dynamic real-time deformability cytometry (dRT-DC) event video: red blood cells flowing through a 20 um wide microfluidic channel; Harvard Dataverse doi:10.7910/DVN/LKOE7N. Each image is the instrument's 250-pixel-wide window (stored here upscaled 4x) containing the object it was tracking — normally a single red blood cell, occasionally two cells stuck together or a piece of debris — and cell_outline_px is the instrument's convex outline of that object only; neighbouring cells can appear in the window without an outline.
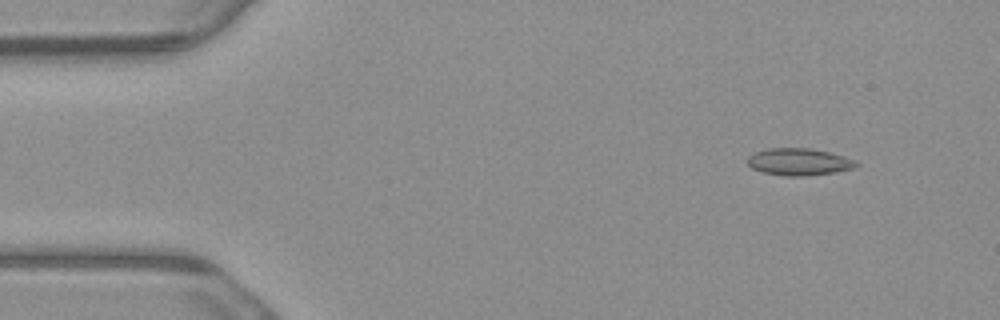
{"species": "common noctule bat (a hibernating species)", "species_latin": "Nyctalus noctula", "temperature_condition": "warm", "stored_images_in_passage": 5, "camera_frame_rate_fps": 3000, "um_per_image_px": 0.085, "animal": {"sex": "male", "body_mass_g": 23.1, "forearm_length_mm": 52.7}, "frame": {"image": 1, "passage_image": 5, "time_ms": 1.333, "image_size_px": [1000, 320], "cell_outline_px": [[860, 164], [856, 168], [836, 172], [804, 176], [788, 176], [764, 172], [752, 168], [748, 164], [748, 156], [756, 152], [768, 148], [812, 148], [844, 156], [856, 160]], "centroid_in_image_um": [67.97, 13.75], "position_along_channel_um": 17.0, "area_um2": 17.17}}